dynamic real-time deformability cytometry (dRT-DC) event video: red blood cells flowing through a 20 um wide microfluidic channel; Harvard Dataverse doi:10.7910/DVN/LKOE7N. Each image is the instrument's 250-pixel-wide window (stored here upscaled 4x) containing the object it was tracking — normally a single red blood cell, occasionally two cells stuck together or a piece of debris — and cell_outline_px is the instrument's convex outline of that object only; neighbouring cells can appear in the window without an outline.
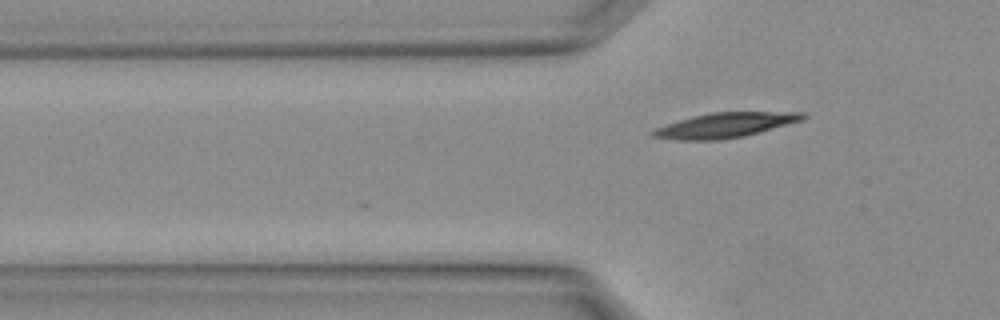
{"species": "Egyptian fruit bat (a non-hibernating species)", "species_latin": "Rousettus aegyptiacus", "temperature_condition": "warm", "stored_images_in_passage": 2, "camera_frame_rate_fps": 3000, "um_per_image_px": 0.085, "animal": {"sex": "female"}, "frame": {"image": 1, "passage_image": 2, "time_ms": 0.333, "image_size_px": [1000, 320], "cell_outline_px": [[808, 116], [804, 120], [744, 136], [720, 140], [676, 140], [652, 136], [648, 132], [656, 128], [680, 120], [712, 112], [804, 112]], "centroid_in_image_um": [61.67, 10.64], "position_along_channel_um": 64.1, "area_um2": 21.56}}